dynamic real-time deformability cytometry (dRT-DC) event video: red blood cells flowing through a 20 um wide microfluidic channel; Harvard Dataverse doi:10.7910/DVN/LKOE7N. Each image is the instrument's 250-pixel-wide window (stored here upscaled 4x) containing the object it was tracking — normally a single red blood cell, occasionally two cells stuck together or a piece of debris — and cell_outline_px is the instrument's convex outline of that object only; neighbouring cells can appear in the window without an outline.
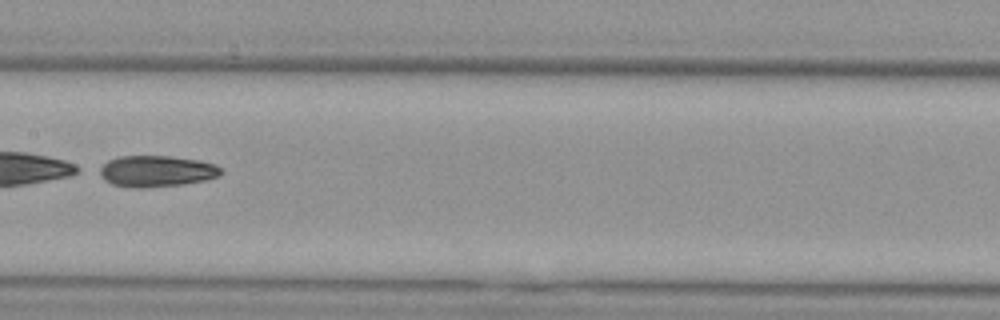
{"species": "Egyptian fruit bat (a non-hibernating species)", "species_latin": "Rousettus aegyptiacus", "temperature_condition": "cold", "stored_images_in_passage": 10, "camera_frame_rate_fps": 3000, "um_per_image_px": 0.085, "animal": {"sex": "female"}, "frame": {"image": 1, "passage_image": 7, "time_ms": 7.0, "image_size_px": [1000, 320], "cell_outline_px": [[224, 172], [220, 176], [204, 180], [184, 184], [144, 188], [136, 188], [112, 184], [104, 180], [96, 168], [108, 160], [120, 156], [172, 156], [200, 160], [216, 164], [224, 168]], "centroid_in_image_um": [13.32, 14.54], "position_along_channel_um": 194.1, "area_um2": 22.54}}
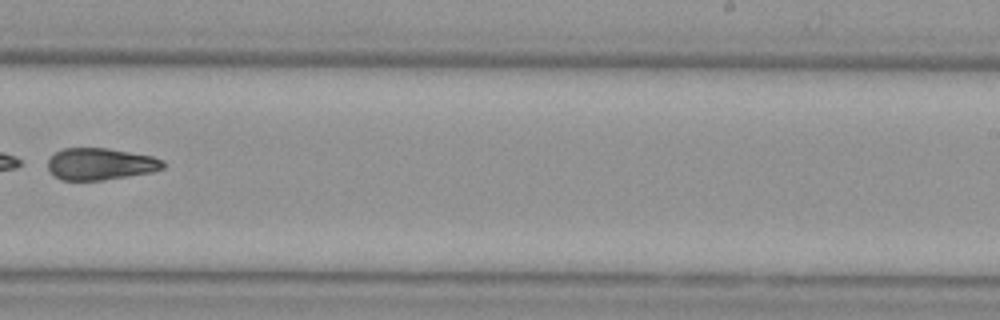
{"frame": {"image": 2, "passage_image": 9, "time_ms": 9.333, "image_size_px": [1000, 320], "cell_outline_px": [[164, 168], [152, 172], [104, 180], [64, 180], [56, 176], [48, 168], [48, 160], [56, 152], [64, 148], [108, 148], [152, 156], [164, 160]], "centroid_in_image_um": [8.57, 13.93], "position_along_channel_um": 280.4, "area_um2": 21.27}}
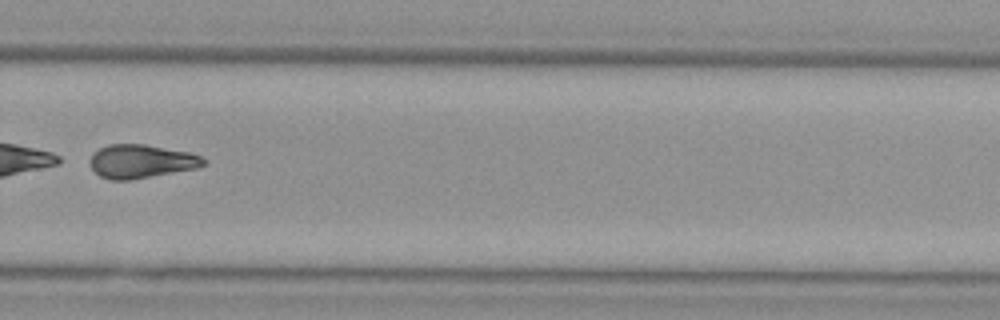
{"frame": {"image": 3, "passage_image": 10, "time_ms": 10.333, "image_size_px": [1000, 320], "cell_outline_px": [[208, 160], [204, 164], [196, 168], [128, 180], [108, 180], [100, 176], [88, 164], [88, 160], [92, 152], [108, 144], [144, 144], [188, 152], [200, 156]], "centroid_in_image_um": [11.94, 13.71], "position_along_channel_um": 317.9, "area_um2": 22.2}}